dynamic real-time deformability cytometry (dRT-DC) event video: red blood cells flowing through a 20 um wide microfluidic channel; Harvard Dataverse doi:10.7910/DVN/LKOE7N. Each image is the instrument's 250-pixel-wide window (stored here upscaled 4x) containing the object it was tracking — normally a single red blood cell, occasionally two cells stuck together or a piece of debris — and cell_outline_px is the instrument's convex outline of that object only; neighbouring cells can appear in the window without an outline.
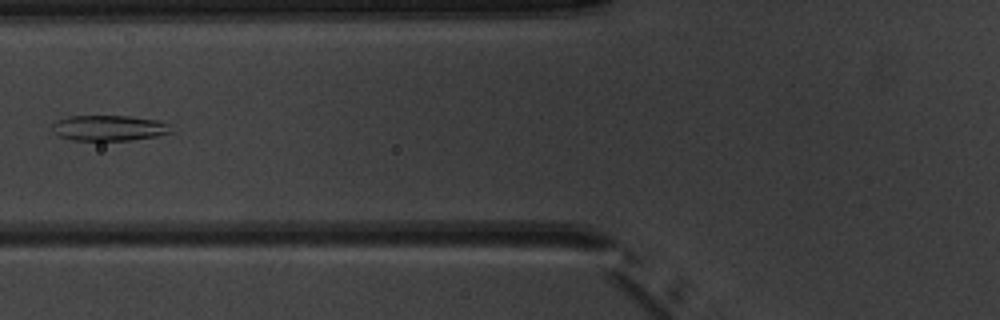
{"species": "common noctule bat (a hibernating species)", "species_latin": "Nyctalus noctula", "temperature_condition": "warm", "stored_images_in_passage": 8, "camera_frame_rate_fps": 3000, "um_per_image_px": 0.085, "animal": {"sex": "male", "body_mass_g": 20.1, "forearm_length_mm": 53.5}, "frame": {"image": 1, "passage_image": 7, "time_ms": 7.333, "image_size_px": [1000, 320], "cell_outline_px": [[172, 132], [156, 136], [128, 140], [72, 140], [60, 136], [52, 132], [52, 124], [56, 120], [68, 116], [128, 116], [160, 120], [168, 124]], "centroid_in_image_um": [9.23, 10.87], "position_along_channel_um": 116.6, "area_um2": 17.69}}